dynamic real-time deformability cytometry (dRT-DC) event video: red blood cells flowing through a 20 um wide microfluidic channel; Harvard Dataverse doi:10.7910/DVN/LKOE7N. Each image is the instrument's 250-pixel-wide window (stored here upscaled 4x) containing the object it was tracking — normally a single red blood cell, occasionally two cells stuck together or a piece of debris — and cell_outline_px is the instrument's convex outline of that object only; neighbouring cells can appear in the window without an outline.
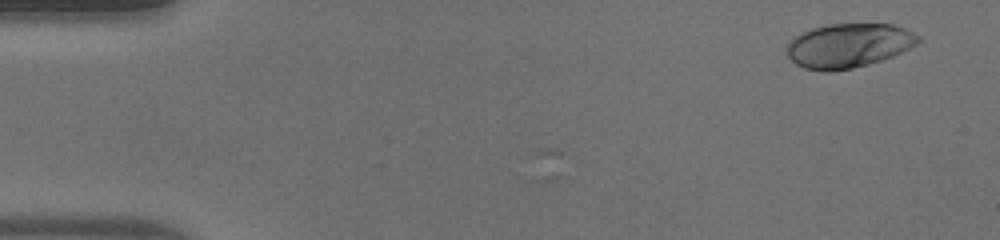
{"species": "human", "species_latin": "Homo sapiens", "temperature_condition": "warm", "stored_images_in_passage": 51, "camera_frame_rate_fps": 3000, "um_per_image_px": 0.085, "donor": {"sex": "male"}, "frame": {"image": 1, "passage_image": 3, "time_ms": 0.667, "image_size_px": [1000, 240], "cell_outline_px": [[920, 40], [916, 44], [892, 56], [868, 64], [852, 68], [832, 72], [824, 72], [804, 68], [796, 64], [788, 56], [788, 44], [796, 36], [812, 28], [828, 24], [896, 24], [920, 36]], "centroid_in_image_um": [72.13, 3.87], "position_along_channel_um": 12.9, "area_um2": 33.58}}
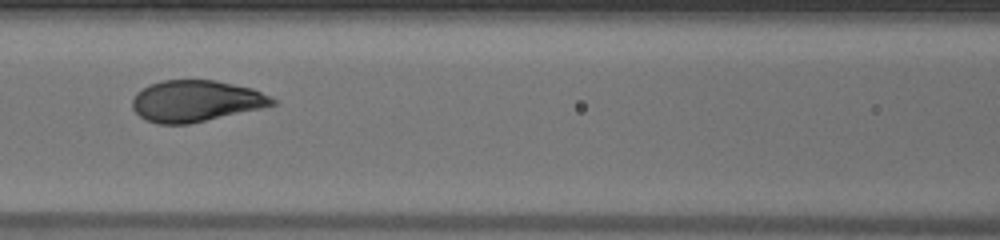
{"frame": {"image": 2, "passage_image": 23, "time_ms": 7.333, "image_size_px": [1000, 240], "cell_outline_px": [[276, 104], [260, 108], [188, 124], [156, 124], [144, 120], [132, 108], [132, 100], [136, 92], [148, 84], [164, 80], [216, 80], [252, 88], [276, 100]], "centroid_in_image_um": [16.59, 8.58], "position_along_channel_um": 150.0, "area_um2": 33.64}}
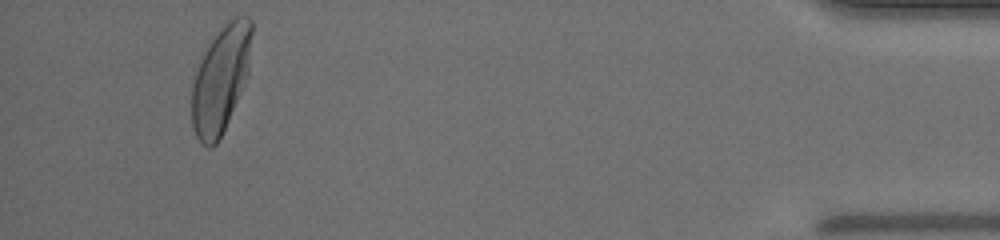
{"frame": {"image": 3, "passage_image": 48, "time_ms": 15.667, "image_size_px": [1000, 240], "cell_outline_px": [[252, 32], [248, 76], [228, 120], [216, 144], [212, 148], [208, 148], [196, 136], [192, 128], [192, 84], [196, 72], [204, 52], [212, 40], [224, 24], [228, 20], [236, 16], [248, 16], [252, 20]], "centroid_in_image_um": [18.77, 6.72], "position_along_channel_um": 416.4, "area_um2": 36.93}, "authors_computed_cell_mechanics": {"area_um2": 34.5066, "velocity_mm_per_s": 4.0247, "shape_relaxation_time_tau1_ms": 2.9485, "shape_relaxation_time_tau2_ms": null, "deformation_change_tau1": 0.1732, "deformation_change_tau2": null}}